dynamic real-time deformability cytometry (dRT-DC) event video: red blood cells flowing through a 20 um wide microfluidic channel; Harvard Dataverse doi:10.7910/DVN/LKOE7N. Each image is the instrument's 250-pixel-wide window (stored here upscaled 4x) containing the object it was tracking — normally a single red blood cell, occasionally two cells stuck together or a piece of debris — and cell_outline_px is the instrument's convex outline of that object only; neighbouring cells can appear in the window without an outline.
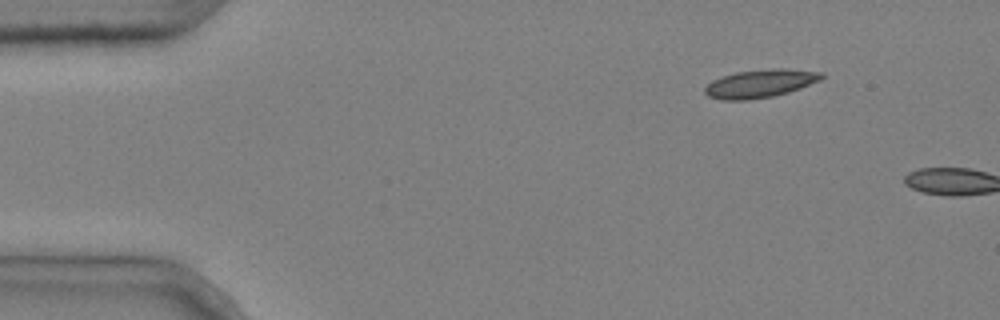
{"species": "common noctule bat (a hibernating species)", "species_latin": "Nyctalus noctula", "temperature_condition": "cold", "stored_images_in_passage": 5, "camera_frame_rate_fps": 3000, "um_per_image_px": 0.085, "animal": {"sex": "male", "body_mass_g": 20.4}, "frame": {"image": 1, "passage_image": 5, "time_ms": 1.333, "image_size_px": [1000, 320], "cell_outline_px": [[824, 76], [820, 80], [800, 88], [788, 92], [772, 96], [748, 100], [720, 100], [708, 96], [704, 92], [704, 88], [712, 80], [736, 72], [772, 68], [784, 68], [824, 72]], "centroid_in_image_um": [64.62, 7.1], "position_along_channel_um": 20.4, "area_um2": 19.13}}